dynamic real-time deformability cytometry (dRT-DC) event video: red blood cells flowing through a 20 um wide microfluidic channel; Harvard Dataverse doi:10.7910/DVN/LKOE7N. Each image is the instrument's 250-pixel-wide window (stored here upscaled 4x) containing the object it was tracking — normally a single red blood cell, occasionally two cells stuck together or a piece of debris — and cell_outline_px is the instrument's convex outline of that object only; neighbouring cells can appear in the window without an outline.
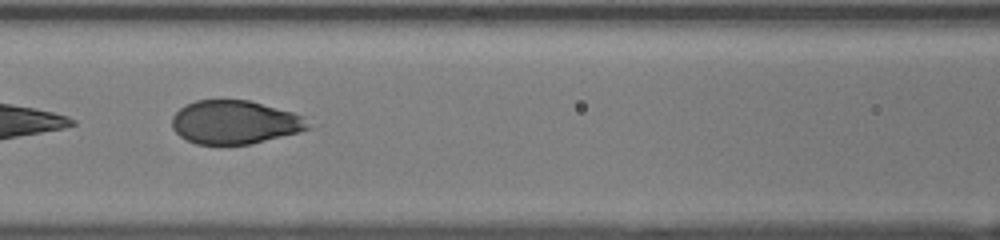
{"species": "human", "species_latin": "Homo sapiens", "temperature_condition": "room temperature", "stored_images_in_passage": 36, "segment_of_instrument_passage": [2, 2], "camera_frame_rate_fps": 3000, "um_per_image_px": 0.085, "donor": {"sex": "female"}, "frame": {"image": 1, "passage_image": 22, "time_ms": 7.0, "image_size_px": [1000, 240], "cell_outline_px": [[312, 128], [300, 132], [252, 144], [196, 144], [180, 136], [172, 128], [172, 116], [180, 108], [196, 100], [248, 100], [292, 112], [304, 116], [312, 124]], "centroid_in_image_um": [20.0, 10.4], "position_along_channel_um": 146.6, "area_um2": 34.62}}